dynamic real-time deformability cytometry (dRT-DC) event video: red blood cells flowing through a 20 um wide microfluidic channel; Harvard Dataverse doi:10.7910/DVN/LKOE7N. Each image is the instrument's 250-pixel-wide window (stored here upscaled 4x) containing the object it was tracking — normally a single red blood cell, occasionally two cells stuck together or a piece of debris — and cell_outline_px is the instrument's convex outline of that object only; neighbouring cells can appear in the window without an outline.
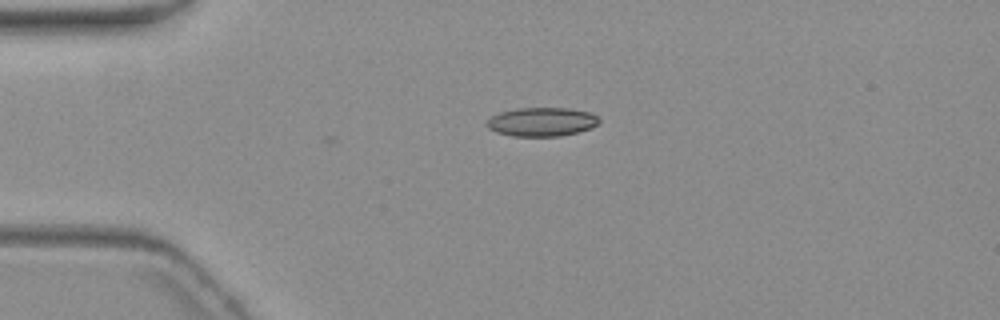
{"species": "common noctule bat (a hibernating species)", "species_latin": "Nyctalus noctula", "temperature_condition": "warm", "stored_images_in_passage": 2, "camera_frame_rate_fps": 3000, "um_per_image_px": 0.085, "animal": {"sex": "female", "body_mass_g": 19.3, "forearm_length_mm": 54.1}, "frame": {"image": 1, "passage_image": 2, "time_ms": 1.0, "image_size_px": [1000, 320], "cell_outline_px": [[600, 120], [592, 128], [560, 136], [512, 136], [496, 132], [488, 128], [488, 120], [492, 116], [500, 112], [516, 108], [568, 108], [592, 112]], "centroid_in_image_um": [46.06, 10.35], "position_along_channel_um": 38.9, "area_um2": 18.79}}